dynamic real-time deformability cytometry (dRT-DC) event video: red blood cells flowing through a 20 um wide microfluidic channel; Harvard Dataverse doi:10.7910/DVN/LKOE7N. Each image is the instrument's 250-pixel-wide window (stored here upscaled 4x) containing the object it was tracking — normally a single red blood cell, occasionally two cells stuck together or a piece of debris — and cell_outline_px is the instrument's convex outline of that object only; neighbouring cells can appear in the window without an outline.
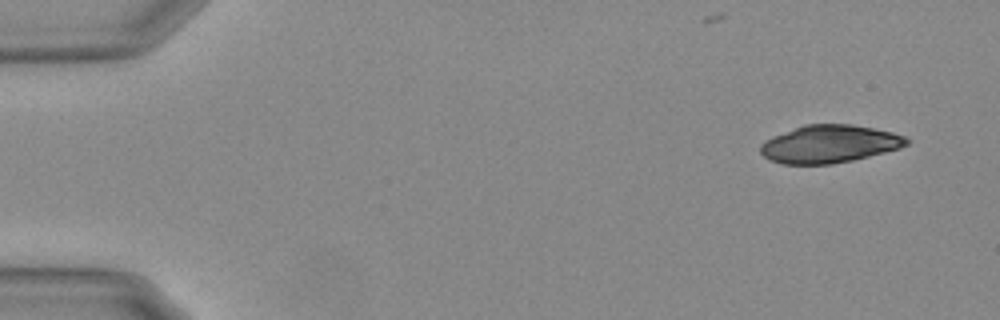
{"species": "Egyptian fruit bat (a non-hibernating species)", "species_latin": "Rousettus aegyptiacus", "temperature_condition": "warm", "stored_images_in_passage": 11, "camera_frame_rate_fps": 3000, "um_per_image_px": 0.085, "animal": {"sex": "female"}, "frame": {"image": 1, "passage_image": 1, "time_ms": 0.0, "image_size_px": [1000, 320], "cell_outline_px": [[908, 144], [900, 148], [852, 160], [832, 164], [784, 164], [772, 160], [764, 156], [760, 152], [760, 144], [764, 140], [772, 136], [804, 124], [852, 124], [892, 132], [904, 136], [908, 140]], "centroid_in_image_um": [70.47, 12.23], "position_along_channel_um": 14.5, "area_um2": 32.02}}